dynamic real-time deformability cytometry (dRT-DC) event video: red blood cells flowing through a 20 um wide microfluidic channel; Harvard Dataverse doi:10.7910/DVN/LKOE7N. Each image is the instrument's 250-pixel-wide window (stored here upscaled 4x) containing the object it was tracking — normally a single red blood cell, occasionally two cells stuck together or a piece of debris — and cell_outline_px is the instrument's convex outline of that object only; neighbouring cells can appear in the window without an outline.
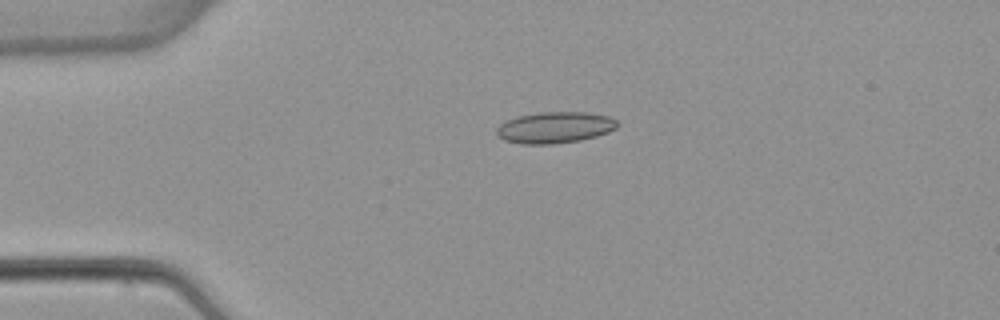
{"species": "common noctule bat (a hibernating species)", "species_latin": "Nyctalus noctula", "temperature_condition": "warm", "stored_images_in_passage": 5, "segment_of_instrument_passage": [1, 2], "camera_frame_rate_fps": 3000, "um_per_image_px": 0.085, "animal": {"sex": "female", "body_mass_g": 22.7, "forearm_length_mm": 54.2}, "frame": {"image": 1, "passage_image": 3, "time_ms": 2.667, "image_size_px": [1000, 320], "cell_outline_px": [[620, 124], [616, 128], [608, 132], [596, 136], [580, 140], [552, 144], [520, 144], [504, 140], [496, 136], [496, 128], [500, 124], [516, 116], [540, 112], [588, 112], [608, 116], [616, 120]], "centroid_in_image_um": [47.15, 10.84], "position_along_channel_um": 37.9, "area_um2": 22.2}}